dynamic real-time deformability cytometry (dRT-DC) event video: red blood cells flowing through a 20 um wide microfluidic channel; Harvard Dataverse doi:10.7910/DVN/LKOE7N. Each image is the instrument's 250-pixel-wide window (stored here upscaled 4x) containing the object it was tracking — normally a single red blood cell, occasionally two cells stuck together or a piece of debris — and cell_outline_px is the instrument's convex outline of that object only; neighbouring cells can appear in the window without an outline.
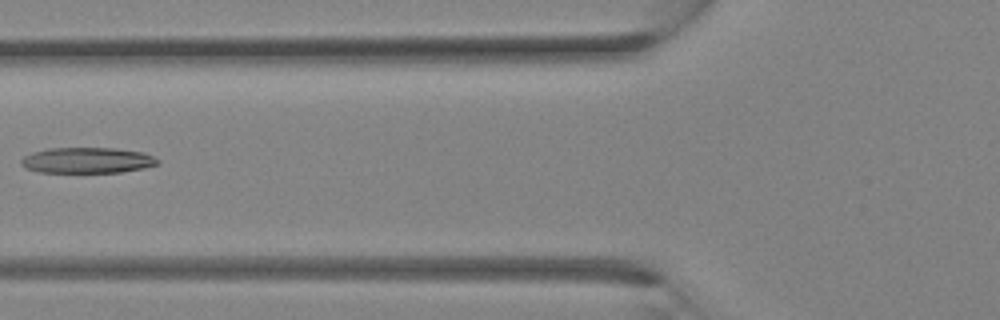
{"species": "Egyptian fruit bat (a non-hibernating species)", "species_latin": "Rousettus aegyptiacus", "temperature_condition": "room temperature", "stored_images_in_passage": 4, "camera_frame_rate_fps": 3000, "um_per_image_px": 0.085, "animal": {"sex": "female"}, "frame": {"image": 1, "passage_image": 4, "time_ms": 1.0, "image_size_px": [1000, 320], "cell_outline_px": [[160, 164], [144, 168], [120, 172], [40, 172], [24, 168], [20, 164], [20, 160], [24, 156], [32, 152], [48, 148], [112, 148], [144, 152], [160, 160]], "centroid_in_image_um": [7.41, 13.62], "position_along_channel_um": 118.4, "area_um2": 20.58}}